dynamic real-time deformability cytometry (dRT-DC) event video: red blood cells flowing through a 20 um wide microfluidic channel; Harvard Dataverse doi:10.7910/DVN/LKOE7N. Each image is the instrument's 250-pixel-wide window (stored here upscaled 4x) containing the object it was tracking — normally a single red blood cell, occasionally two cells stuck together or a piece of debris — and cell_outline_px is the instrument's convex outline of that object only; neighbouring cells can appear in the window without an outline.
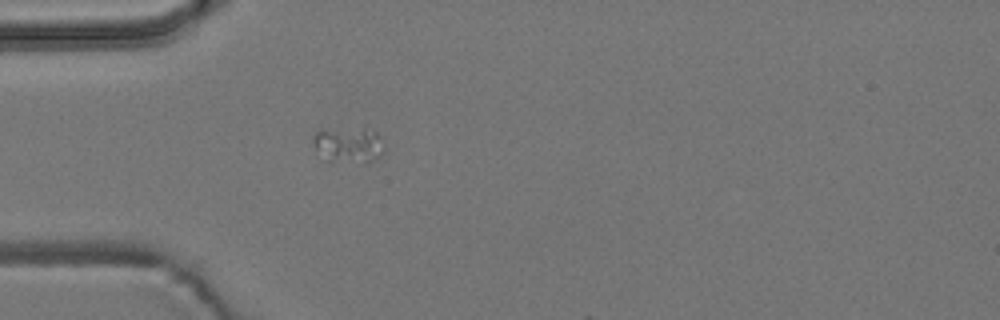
{"species": "common noctule bat (a hibernating species)", "species_latin": "Nyctalus noctula", "temperature_condition": "room temperature", "stored_images_in_passage": 4, "camera_frame_rate_fps": 3000, "um_per_image_px": 0.085, "animal": {"sex": "male", "body_mass_g": 19.2, "forearm_length_mm": 51.8}, "frame": {"image": 1, "passage_image": 1, "time_ms": 0.0, "image_size_px": [1000, 320], "cell_outline_px": [[384, 152], [380, 156], [372, 160], [328, 160], [316, 148], [316, 132], [364, 124], [376, 132], [380, 136]], "centroid_in_image_um": [29.73, 12.21], "position_along_channel_um": 55.3, "area_um2": 14.28}}